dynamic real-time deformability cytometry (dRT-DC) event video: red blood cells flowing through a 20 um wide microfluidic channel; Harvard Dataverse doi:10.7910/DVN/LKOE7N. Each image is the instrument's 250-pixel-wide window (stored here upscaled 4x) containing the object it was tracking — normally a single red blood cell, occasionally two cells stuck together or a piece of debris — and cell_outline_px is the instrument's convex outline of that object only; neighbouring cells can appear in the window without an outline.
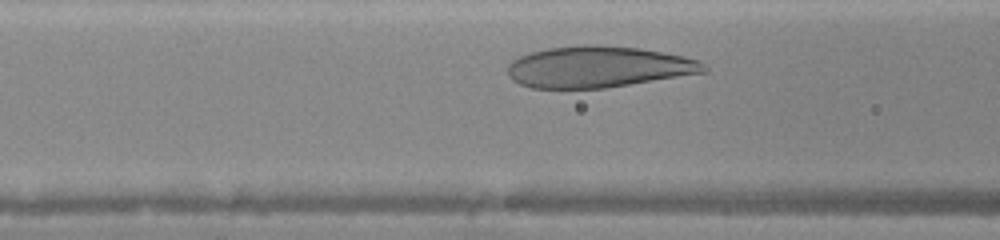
{"species": "human", "species_latin": "Homo sapiens", "temperature_condition": "warm", "stored_images_in_passage": 24, "camera_frame_rate_fps": 3000, "um_per_image_px": 0.085, "donor": {"sex": "female"}, "frame": {"image": 1, "passage_image": 6, "time_ms": 1.667, "image_size_px": [1000, 240], "cell_outline_px": [[708, 72], [604, 88], [532, 88], [520, 84], [512, 80], [508, 76], [508, 64], [512, 60], [520, 56], [532, 52], [548, 48], [584, 44], [600, 44], [640, 48], [684, 56], [696, 60], [704, 64], [708, 68]], "centroid_in_image_um": [50.85, 5.68], "position_along_channel_um": 115.8, "area_um2": 47.34}}
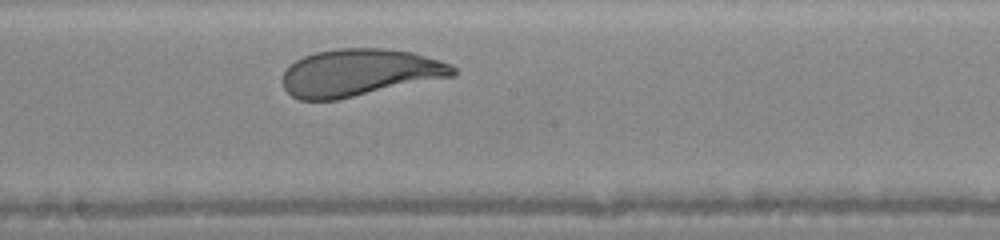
{"frame": {"image": 2, "passage_image": 13, "time_ms": 4.0, "image_size_px": [1000, 240], "cell_outline_px": [[456, 72], [452, 76], [336, 100], [300, 100], [292, 96], [284, 88], [284, 68], [288, 64], [304, 56], [316, 52], [336, 48], [380, 48], [412, 52], [440, 60], [452, 64], [456, 68]], "centroid_in_image_um": [30.53, 6.16], "position_along_channel_um": 217.7, "area_um2": 46.7}}
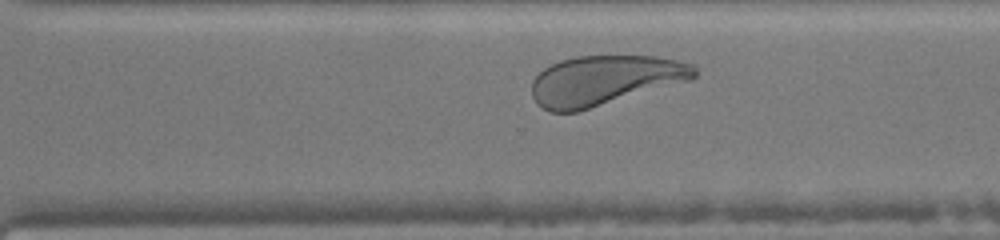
{"frame": {"image": 3, "passage_image": 20, "time_ms": 6.333, "image_size_px": [1000, 240], "cell_outline_px": [[696, 76], [692, 80], [576, 112], [548, 112], [540, 108], [536, 104], [532, 96], [532, 80], [544, 68], [560, 60], [576, 56], [656, 56], [696, 64]], "centroid_in_image_um": [51.39, 6.83], "position_along_channel_um": 319.2, "area_um2": 47.45}}